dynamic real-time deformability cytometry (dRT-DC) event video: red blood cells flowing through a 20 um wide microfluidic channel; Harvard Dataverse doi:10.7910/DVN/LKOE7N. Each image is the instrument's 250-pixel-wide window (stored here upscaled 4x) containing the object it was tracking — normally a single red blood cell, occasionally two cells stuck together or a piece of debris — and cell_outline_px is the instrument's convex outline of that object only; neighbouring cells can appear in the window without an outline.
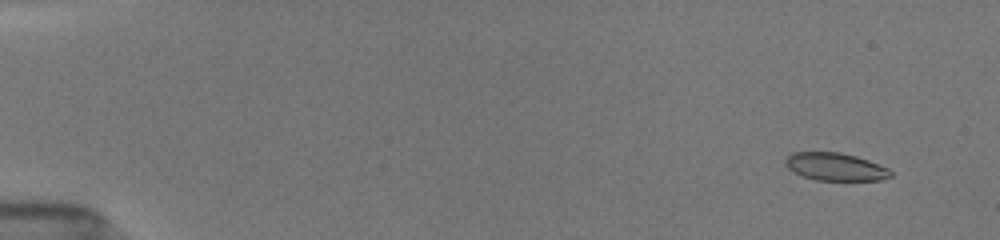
{"species": "common noctule bat (a hibernating species)", "species_latin": "Nyctalus noctula", "temperature_condition": "room temperature", "stored_images_in_passage": 9, "camera_frame_rate_fps": 3000, "um_per_image_px": 0.085, "animal": {"sex": "female", "body_mass_g": 19.5, "forearm_length_mm": 54.1}, "frame": {"image": 1, "passage_image": 2, "time_ms": 1.0, "image_size_px": [1000, 240], "cell_outline_px": [[892, 176], [880, 180], [816, 180], [804, 176], [788, 168], [784, 164], [784, 160], [792, 152], [840, 152], [856, 156], [868, 160], [888, 168], [892, 172]], "centroid_in_image_um": [71.01, 14.17], "position_along_channel_um": 14.0, "area_um2": 16.94}}
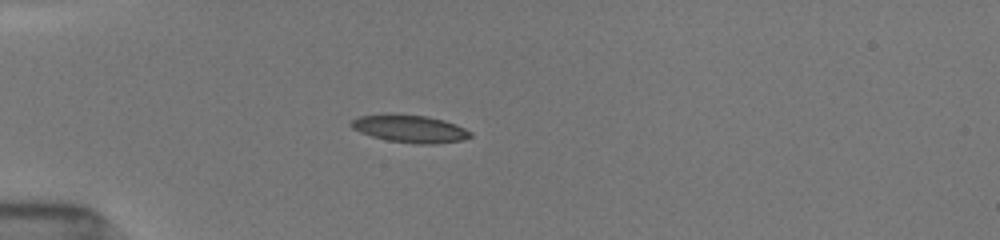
{"frame": {"image": 2, "passage_image": 7, "time_ms": 5.0, "image_size_px": [1000, 240], "cell_outline_px": [[472, 136], [464, 140], [436, 144], [416, 144], [388, 140], [372, 136], [360, 132], [352, 128], [352, 120], [360, 116], [428, 116], [444, 120], [456, 124], [472, 132]], "centroid_in_image_um": [34.95, 10.99], "position_along_channel_um": 50.1, "area_um2": 18.5}}
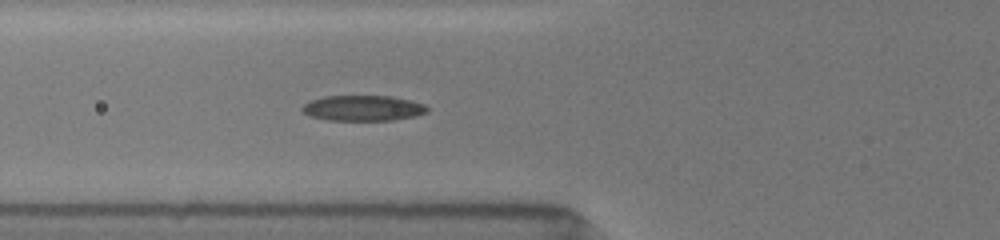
{"frame": {"image": 3, "passage_image": 9, "time_ms": 6.667, "image_size_px": [1000, 240], "cell_outline_px": [[428, 112], [412, 116], [392, 120], [328, 120], [312, 116], [304, 112], [300, 108], [304, 104], [312, 100], [324, 96], [388, 96], [408, 100], [424, 104], [428, 108]], "centroid_in_image_um": [30.83, 9.19], "position_along_channel_um": 95.0, "area_um2": 18.26}}